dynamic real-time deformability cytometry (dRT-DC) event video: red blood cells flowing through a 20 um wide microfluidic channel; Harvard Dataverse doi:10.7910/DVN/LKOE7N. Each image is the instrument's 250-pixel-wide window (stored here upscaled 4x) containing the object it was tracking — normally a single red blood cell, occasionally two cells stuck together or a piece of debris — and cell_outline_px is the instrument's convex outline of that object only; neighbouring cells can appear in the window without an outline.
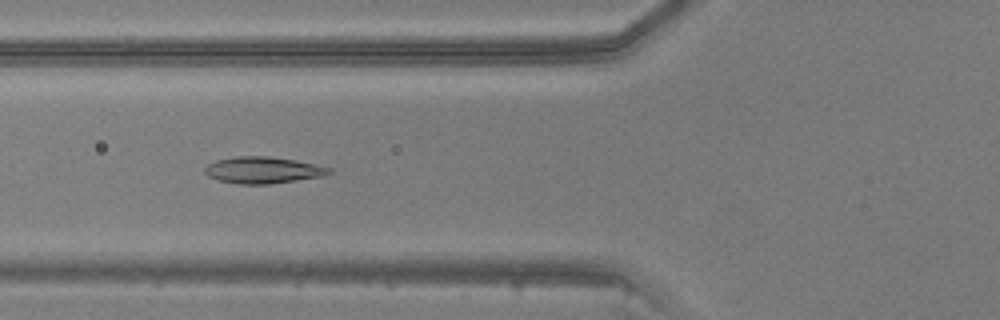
{"species": "common noctule bat (a hibernating species)", "species_latin": "Nyctalus noctula", "temperature_condition": "warm", "stored_images_in_passage": 29, "camera_frame_rate_fps": 3000, "um_per_image_px": 0.085, "animal": {"sex": "male", "body_mass_g": 20.5, "forearm_length_mm": 52.5}, "frame": {"image": 1, "passage_image": 6, "time_ms": 1.667, "image_size_px": [1000, 320], "cell_outline_px": [[332, 172], [320, 176], [296, 180], [268, 184], [236, 184], [220, 180], [208, 176], [204, 172], [204, 168], [208, 164], [216, 160], [236, 156], [268, 156], [296, 160], [332, 168]], "centroid_in_image_um": [22.32, 14.45], "position_along_channel_um": 103.5, "area_um2": 19.13}}
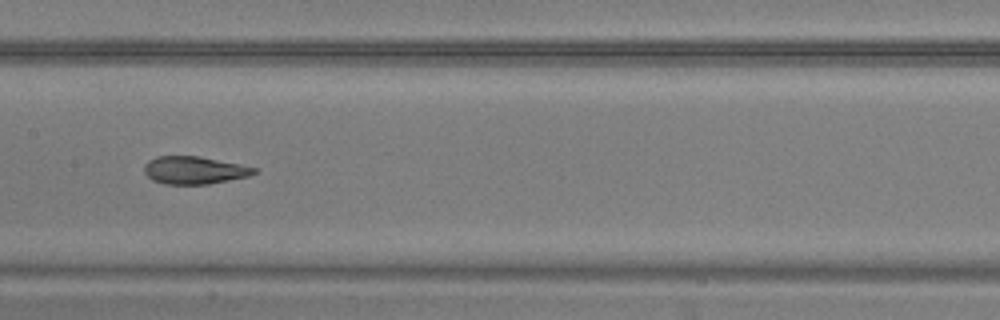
{"frame": {"image": 2, "passage_image": 12, "time_ms": 3.667, "image_size_px": [1000, 320], "cell_outline_px": [[260, 172], [248, 176], [208, 184], [164, 184], [152, 180], [144, 172], [144, 164], [148, 160], [156, 156], [200, 156], [256, 168]], "centroid_in_image_um": [16.48, 14.46], "position_along_channel_um": 190.9, "area_um2": 17.69}}
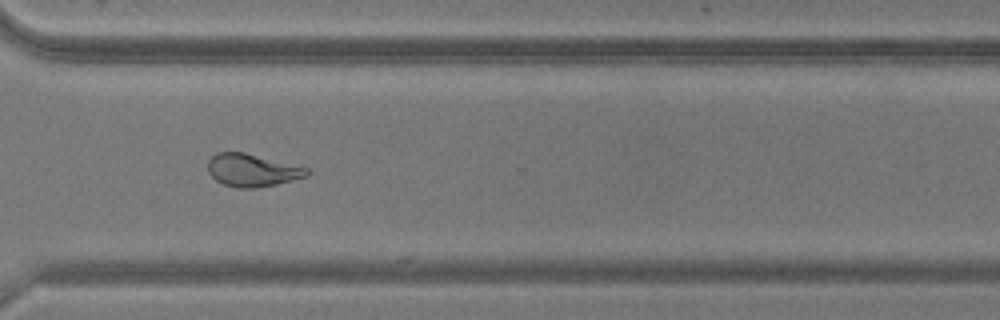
{"frame": {"image": 3, "passage_image": 23, "time_ms": 7.333, "image_size_px": [1000, 320], "cell_outline_px": [[312, 172], [308, 176], [276, 184], [256, 188], [236, 188], [224, 184], [216, 180], [208, 172], [208, 160], [216, 152], [244, 152], [308, 168]], "centroid_in_image_um": [21.44, 14.47], "position_along_channel_um": 349.2, "area_um2": 18.84}}